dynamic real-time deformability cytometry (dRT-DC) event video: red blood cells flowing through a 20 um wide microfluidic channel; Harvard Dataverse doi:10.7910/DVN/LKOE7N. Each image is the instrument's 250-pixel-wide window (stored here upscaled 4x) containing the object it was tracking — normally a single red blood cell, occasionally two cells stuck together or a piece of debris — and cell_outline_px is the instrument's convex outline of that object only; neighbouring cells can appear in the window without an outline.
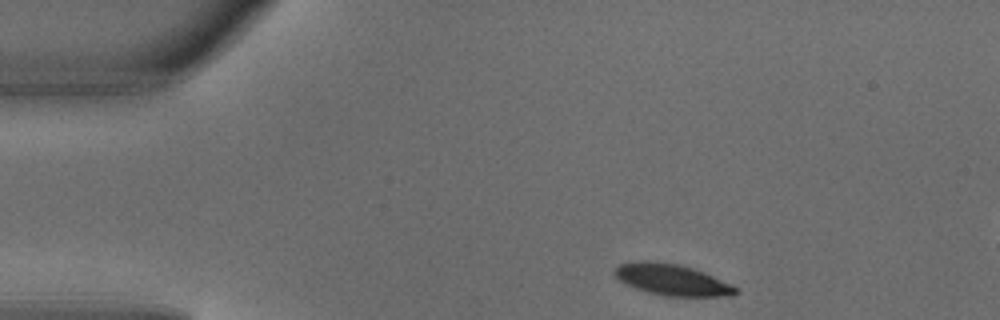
{"species": "common noctule bat (a hibernating species)", "species_latin": "Nyctalus noctula", "temperature_condition": "warm", "stored_images_in_passage": 4, "camera_frame_rate_fps": 3000, "um_per_image_px": 0.085, "animal": {"sex": "male", "body_mass_g": 18.8}, "frame": {"image": 1, "passage_image": 1, "time_ms": 0.0, "image_size_px": [1000, 320], "cell_outline_px": [[740, 292], [732, 296], [664, 296], [648, 292], [624, 284], [612, 272], [620, 264], [636, 260], [648, 260], [676, 264], [692, 268], [704, 272], [740, 288]], "centroid_in_image_um": [57.13, 23.78], "position_along_channel_um": 27.9, "area_um2": 22.14}}
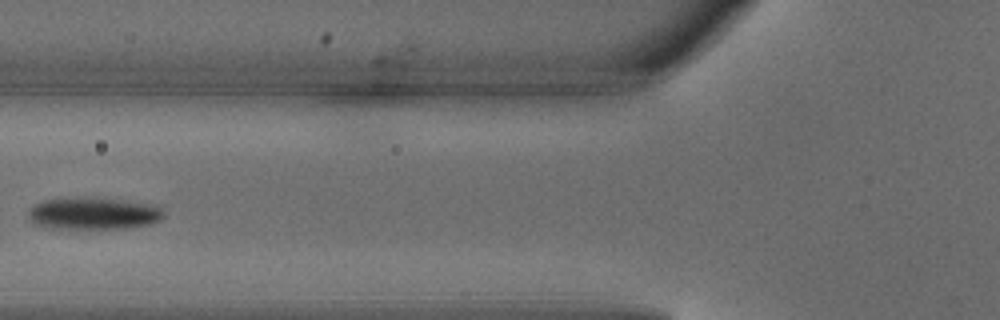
{"frame": {"image": 2, "passage_image": 4, "time_ms": 1.0, "image_size_px": [1000, 320], "cell_outline_px": [[164, 216], [160, 220], [152, 224], [128, 228], [52, 228], [36, 224], [28, 216], [28, 212], [36, 204], [44, 200], [60, 196], [128, 200], [156, 204], [164, 212]], "centroid_in_image_um": [7.99, 18.12], "position_along_channel_um": 117.8, "area_um2": 25.61}}